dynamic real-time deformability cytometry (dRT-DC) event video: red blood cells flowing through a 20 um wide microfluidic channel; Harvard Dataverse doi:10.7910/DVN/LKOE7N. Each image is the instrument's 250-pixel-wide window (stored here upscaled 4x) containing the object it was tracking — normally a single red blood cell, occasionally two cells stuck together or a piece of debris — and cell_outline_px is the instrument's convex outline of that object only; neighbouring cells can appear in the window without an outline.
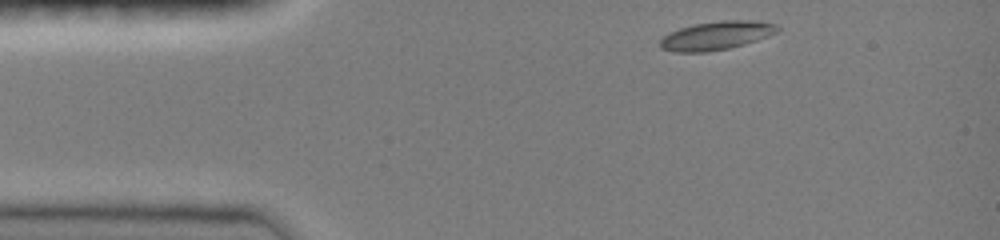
{"species": "common noctule bat (a hibernating species)", "species_latin": "Nyctalus noctula", "temperature_condition": "room temperature", "stored_images_in_passage": 27, "camera_frame_rate_fps": 3000, "um_per_image_px": 0.085, "animal": {"sex": "female", "body_mass_g": 19.0, "forearm_length_mm": 51.5}, "frame": {"image": 1, "passage_image": 1, "time_ms": 0.0, "image_size_px": [1000, 240], "cell_outline_px": [[780, 28], [776, 32], [768, 36], [744, 44], [728, 48], [708, 52], [676, 52], [660, 48], [660, 40], [668, 32], [680, 28], [696, 24], [720, 20], [752, 20], [776, 24]], "centroid_in_image_um": [60.87, 3.02], "position_along_channel_um": 24.1, "area_um2": 19.42}}
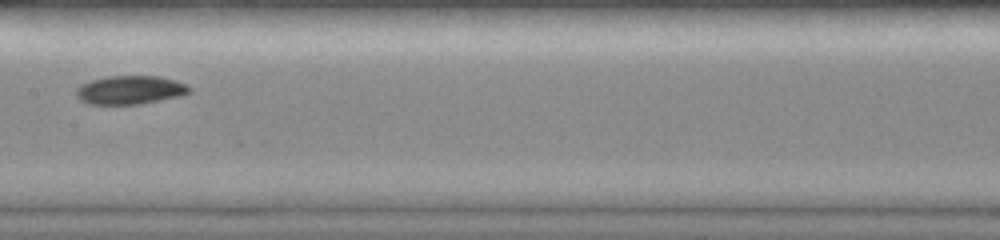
{"frame": {"image": 2, "passage_image": 12, "time_ms": 3.667, "image_size_px": [1000, 240], "cell_outline_px": [[192, 92], [180, 96], [140, 104], [88, 104], [80, 100], [76, 96], [76, 88], [92, 80], [108, 76], [160, 76], [176, 80], [188, 84], [192, 88]], "centroid_in_image_um": [11.11, 7.64], "position_along_channel_um": 196.3, "area_um2": 18.96}}
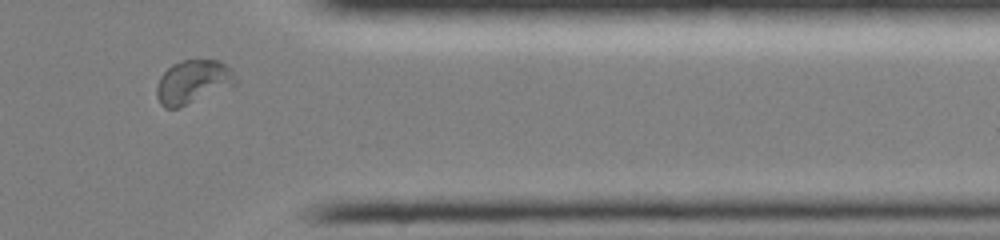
{"frame": {"image": 3, "passage_image": 23, "time_ms": 7.333, "image_size_px": [1000, 240], "cell_outline_px": [[236, 84], [176, 108], [164, 108], [160, 104], [156, 96], [156, 88], [160, 76], [172, 64], [180, 60], [220, 60], [232, 72], [236, 80]], "centroid_in_image_um": [16.34, 6.95], "position_along_channel_um": 395.1, "area_um2": 19.65}}